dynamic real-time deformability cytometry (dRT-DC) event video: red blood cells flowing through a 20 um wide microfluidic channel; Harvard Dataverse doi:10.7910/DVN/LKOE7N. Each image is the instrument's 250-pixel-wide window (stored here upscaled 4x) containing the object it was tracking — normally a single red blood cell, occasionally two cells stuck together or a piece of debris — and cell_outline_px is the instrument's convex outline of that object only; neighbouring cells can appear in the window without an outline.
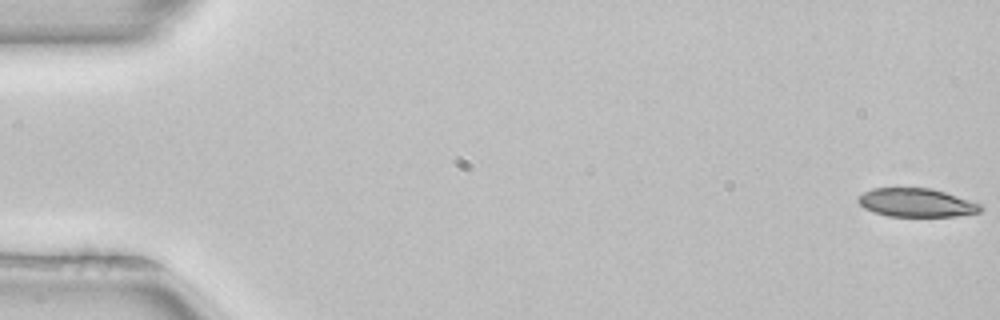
{"species": "common noctule bat (a hibernating species)", "species_latin": "Nyctalus noctula", "temperature_condition": "room temperature", "stored_images_in_passage": 52, "camera_frame_rate_fps": 3000, "um_per_image_px": 0.085, "animal": {"sex": "female", "body_mass_g": 22.7, "forearm_length_mm": 54.2}, "frame": {"image": 1, "passage_image": 1, "time_ms": 0.0, "image_size_px": [1000, 320], "cell_outline_px": [[984, 208], [980, 212], [956, 216], [888, 216], [872, 212], [864, 208], [856, 200], [856, 196], [872, 188], [932, 188], [980, 204]], "centroid_in_image_um": [77.84, 17.23], "position_along_channel_um": 7.2, "area_um2": 20.35}}
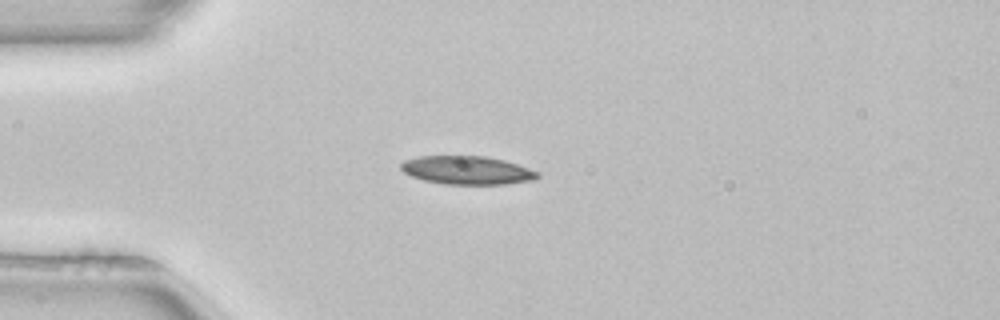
{"frame": {"image": 2, "passage_image": 14, "time_ms": 4.333, "image_size_px": [1000, 320], "cell_outline_px": [[540, 176], [536, 180], [504, 184], [444, 184], [424, 180], [412, 176], [404, 172], [400, 168], [400, 164], [404, 160], [420, 156], [484, 156], [504, 160], [540, 172]], "centroid_in_image_um": [39.72, 14.47], "position_along_channel_um": 45.3, "area_um2": 22.6}}
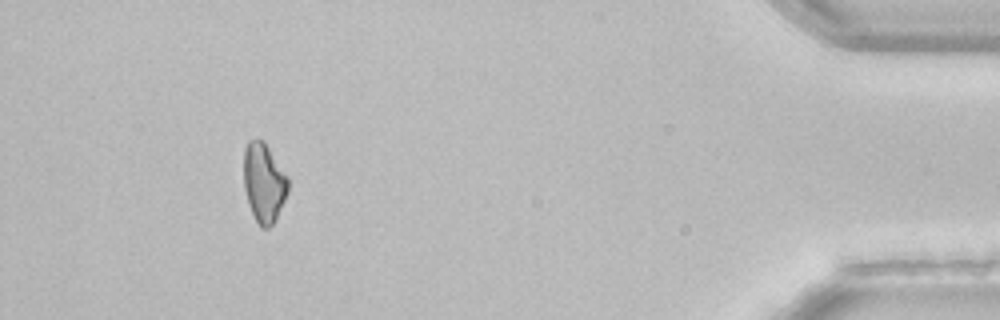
{"frame": {"image": 3, "passage_image": 48, "time_ms": 15.667, "image_size_px": [1000, 320], "cell_outline_px": [[288, 192], [276, 220], [268, 228], [260, 228], [248, 204], [244, 188], [244, 148], [248, 140], [264, 140], [288, 176]], "centroid_in_image_um": [22.43, 15.52], "position_along_channel_um": 412.8, "area_um2": 20.63}, "authors_computed_cell_mechanics": {"area_um2": 21.7906, "velocity_mm_per_s": 3.9791, "shape_relaxation_time_tau1_ms": 7.8323, "shape_relaxation_time_tau2_ms": null, "deformation_change_tau1": 0.1996, "deformation_change_tau2": null}}